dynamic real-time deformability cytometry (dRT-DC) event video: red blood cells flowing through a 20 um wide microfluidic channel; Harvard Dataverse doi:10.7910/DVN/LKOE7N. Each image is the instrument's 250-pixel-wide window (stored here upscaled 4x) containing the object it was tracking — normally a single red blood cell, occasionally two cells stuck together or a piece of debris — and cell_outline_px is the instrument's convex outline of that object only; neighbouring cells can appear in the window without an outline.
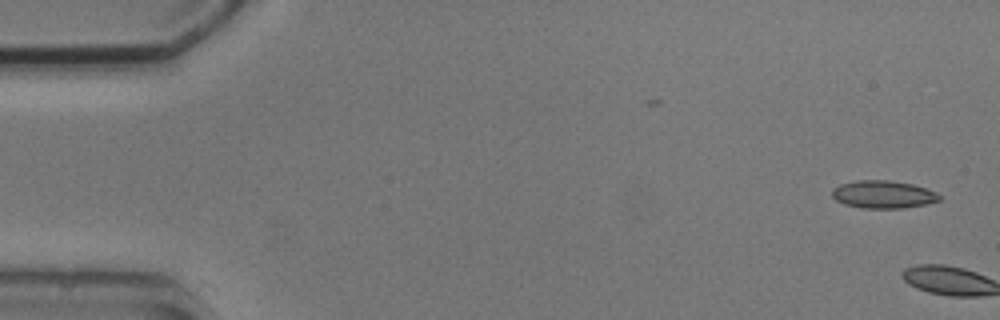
{"species": "common noctule bat (a hibernating species)", "species_latin": "Nyctalus noctula", "temperature_condition": "cold", "stored_images_in_passage": 8, "camera_frame_rate_fps": 3000, "um_per_image_px": 0.085, "animal": {"sex": "male", "body_mass_g": 20.5, "forearm_length_mm": 52.5}, "frame": {"image": 1, "passage_image": 1, "time_ms": 0.0, "image_size_px": [1000, 320], "cell_outline_px": [[940, 200], [924, 204], [904, 208], [860, 208], [844, 204], [836, 200], [832, 196], [832, 188], [840, 184], [856, 180], [888, 180], [912, 184], [936, 192], [940, 196]], "centroid_in_image_um": [75.03, 16.52], "position_along_channel_um": 10.0, "area_um2": 17.28}}
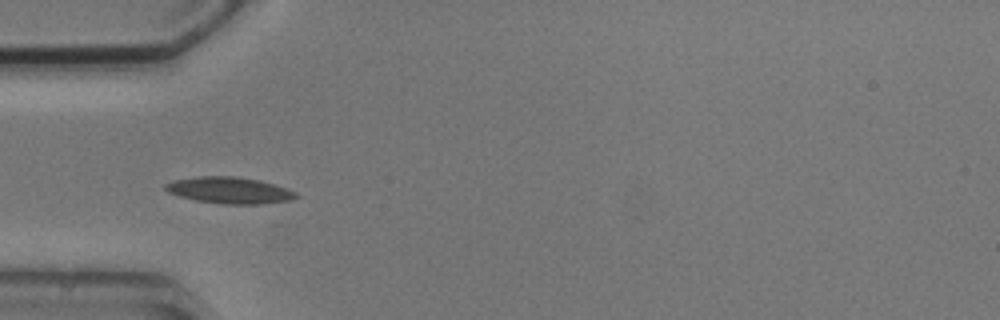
{"frame": {"image": 2, "passage_image": 6, "time_ms": 6.0, "image_size_px": [1000, 320], "cell_outline_px": [[300, 196], [292, 200], [260, 204], [220, 204], [196, 200], [180, 196], [168, 192], [164, 188], [164, 184], [176, 180], [196, 176], [236, 176], [256, 180], [272, 184], [296, 192]], "centroid_in_image_um": [19.49, 16.18], "position_along_channel_um": 65.5, "area_um2": 20.0}}